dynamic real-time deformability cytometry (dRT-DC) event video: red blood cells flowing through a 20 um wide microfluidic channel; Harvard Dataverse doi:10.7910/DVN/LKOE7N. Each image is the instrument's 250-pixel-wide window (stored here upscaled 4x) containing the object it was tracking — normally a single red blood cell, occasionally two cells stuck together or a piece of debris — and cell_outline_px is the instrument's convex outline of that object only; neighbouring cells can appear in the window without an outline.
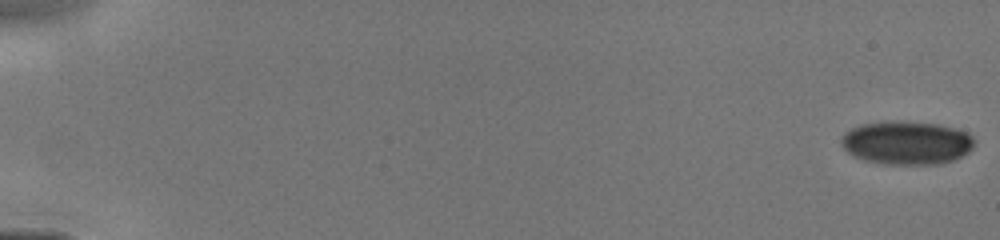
{"species": "human", "species_latin": "Homo sapiens", "temperature_condition": "cold", "stored_images_in_passage": 13, "camera_frame_rate_fps": 3000, "um_per_image_px": 0.085, "donor": {"sex": "male"}, "frame": {"image": 1, "passage_image": 1, "time_ms": 0.0, "image_size_px": [1000, 240], "cell_outline_px": [[976, 140], [972, 148], [968, 152], [952, 160], [940, 164], [880, 164], [864, 160], [852, 156], [840, 144], [840, 136], [844, 132], [860, 124], [936, 124], [968, 132]], "centroid_in_image_um": [77.05, 12.19], "position_along_channel_um": 8.0, "area_um2": 32.89}}
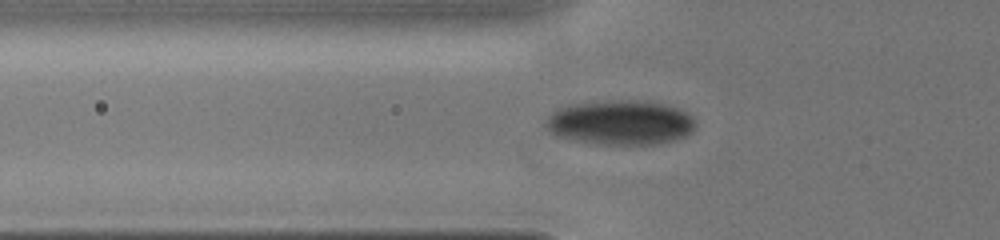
{"frame": {"image": 2, "passage_image": 11, "time_ms": 5.667, "image_size_px": [1000, 240], "cell_outline_px": [[696, 128], [688, 136], [676, 140], [656, 144], [592, 144], [568, 140], [556, 136], [544, 124], [544, 116], [560, 108], [572, 104], [620, 100], [632, 100], [664, 104], [676, 108], [692, 116], [696, 120]], "centroid_in_image_um": [52.72, 10.44], "position_along_channel_um": 73.1, "area_um2": 39.25}}
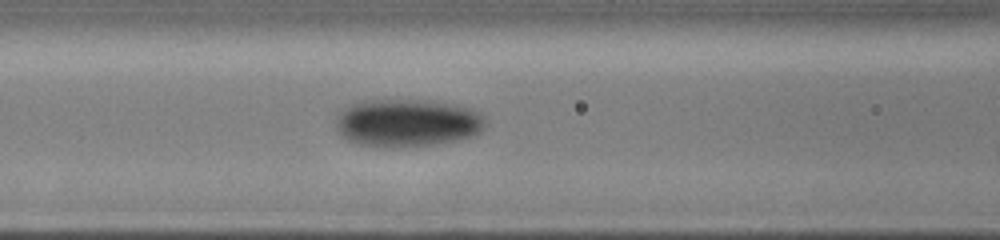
{"frame": {"image": 3, "passage_image": 13, "time_ms": 7.0, "image_size_px": [1000, 240], "cell_outline_px": [[488, 124], [480, 132], [472, 136], [456, 140], [432, 144], [384, 148], [360, 144], [348, 140], [340, 136], [336, 128], [336, 116], [344, 108], [352, 104], [384, 96], [428, 100], [456, 104], [480, 112], [484, 116]], "centroid_in_image_um": [34.6, 10.4], "position_along_channel_um": 132.0, "area_um2": 42.77}}